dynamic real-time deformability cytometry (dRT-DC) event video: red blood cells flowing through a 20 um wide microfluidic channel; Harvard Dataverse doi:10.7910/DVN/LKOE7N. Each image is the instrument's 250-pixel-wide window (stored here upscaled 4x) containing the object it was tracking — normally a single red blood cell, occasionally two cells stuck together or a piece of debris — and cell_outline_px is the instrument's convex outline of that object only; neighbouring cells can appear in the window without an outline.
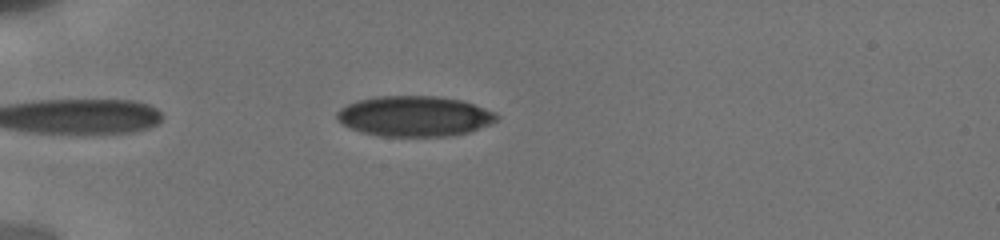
{"species": "human", "species_latin": "Homo sapiens", "temperature_condition": "cold", "stored_images_in_passage": 12, "camera_frame_rate_fps": 3000, "um_per_image_px": 0.085, "donor": {"sex": "male"}, "frame": {"image": 1, "passage_image": 1, "time_ms": 0.0, "image_size_px": [1000, 240], "cell_outline_px": [[500, 120], [492, 124], [468, 132], [448, 136], [380, 136], [360, 132], [348, 128], [336, 120], [336, 112], [340, 108], [356, 100], [376, 96], [440, 96], [460, 100], [496, 112], [500, 116]], "centroid_in_image_um": [35.22, 9.88], "position_along_channel_um": 49.8, "area_um2": 38.03}}
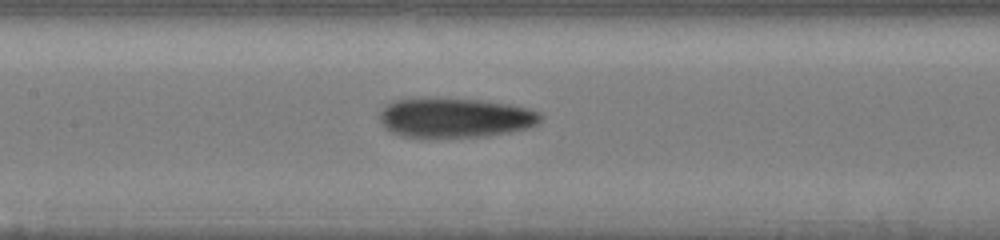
{"frame": {"image": 2, "passage_image": 8, "time_ms": 2.333, "image_size_px": [1000, 240], "cell_outline_px": [[544, 116], [536, 124], [528, 128], [508, 132], [484, 136], [400, 136], [384, 128], [380, 120], [380, 108], [396, 100], [436, 96], [484, 100], [512, 104], [528, 108], [540, 112]], "centroid_in_image_um": [38.68, 9.96], "position_along_channel_um": 168.7, "area_um2": 37.57}}
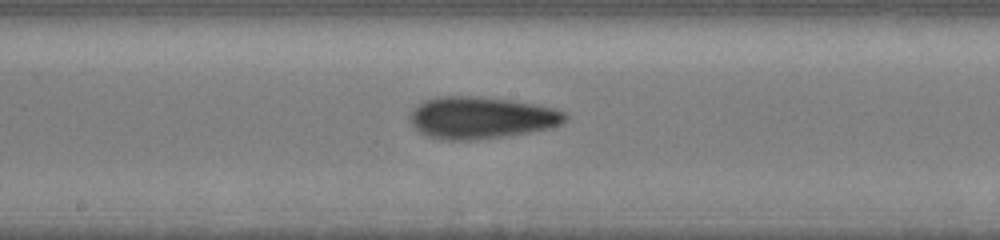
{"frame": {"image": 3, "passage_image": 10, "time_ms": 3.333, "image_size_px": [1000, 240], "cell_outline_px": [[568, 120], [552, 128], [504, 136], [468, 140], [440, 140], [428, 136], [420, 132], [408, 120], [408, 116], [424, 100], [436, 96], [480, 96], [512, 100], [536, 104], [556, 108], [568, 112]], "centroid_in_image_um": [40.94, 9.99], "position_along_channel_um": 207.3, "area_um2": 38.26}}